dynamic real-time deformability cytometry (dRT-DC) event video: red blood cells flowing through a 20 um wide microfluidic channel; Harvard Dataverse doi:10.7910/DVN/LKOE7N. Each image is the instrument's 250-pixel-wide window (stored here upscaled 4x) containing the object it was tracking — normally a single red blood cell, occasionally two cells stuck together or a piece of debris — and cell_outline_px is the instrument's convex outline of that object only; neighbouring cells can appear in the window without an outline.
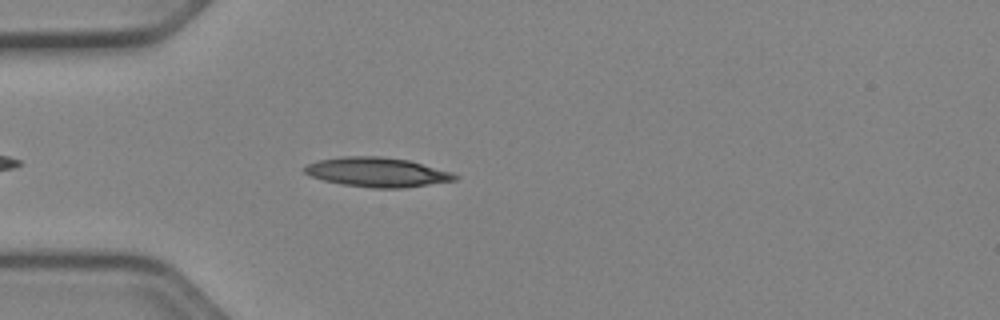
{"species": "Egyptian fruit bat (a non-hibernating species)", "species_latin": "Rousettus aegyptiacus", "temperature_condition": "cold", "stored_images_in_passage": 19, "camera_frame_rate_fps": 3000, "um_per_image_px": 0.085, "animal": {"sex": "female"}, "frame": {"image": 1, "passage_image": 5, "time_ms": 1.333, "image_size_px": [1000, 320], "cell_outline_px": [[460, 176], [456, 180], [404, 188], [372, 188], [344, 184], [324, 180], [312, 176], [304, 172], [304, 168], [308, 164], [316, 160], [340, 156], [380, 156], [408, 160], [452, 172]], "centroid_in_image_um": [32.07, 14.63], "position_along_channel_um": 52.9, "area_um2": 25.72}}
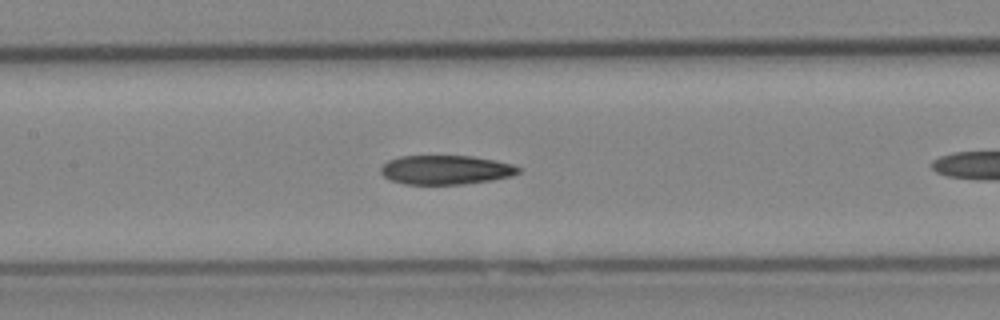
{"frame": {"image": 2, "passage_image": 11, "time_ms": 3.333, "image_size_px": [1000, 320], "cell_outline_px": [[520, 172], [512, 176], [492, 180], [464, 184], [404, 184], [392, 180], [384, 176], [380, 172], [380, 168], [388, 160], [400, 156], [472, 156], [496, 160], [512, 164], [520, 168]], "centroid_in_image_um": [37.9, 14.43], "position_along_channel_um": 169.5, "area_um2": 23.41}}
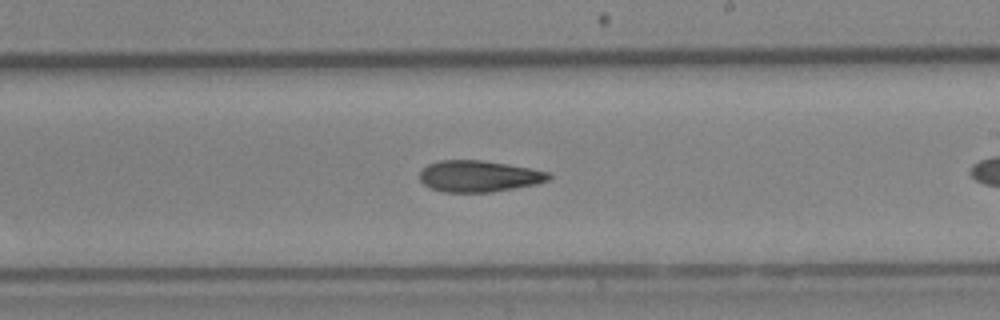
{"frame": {"image": 3, "passage_image": 17, "time_ms": 5.333, "image_size_px": [1000, 320], "cell_outline_px": [[552, 176], [548, 180], [536, 184], [492, 192], [444, 192], [432, 188], [424, 184], [420, 180], [420, 172], [428, 164], [440, 160], [484, 160], [532, 168], [552, 172]], "centroid_in_image_um": [40.75, 14.97], "position_along_channel_um": 248.3, "area_um2": 23.7}}